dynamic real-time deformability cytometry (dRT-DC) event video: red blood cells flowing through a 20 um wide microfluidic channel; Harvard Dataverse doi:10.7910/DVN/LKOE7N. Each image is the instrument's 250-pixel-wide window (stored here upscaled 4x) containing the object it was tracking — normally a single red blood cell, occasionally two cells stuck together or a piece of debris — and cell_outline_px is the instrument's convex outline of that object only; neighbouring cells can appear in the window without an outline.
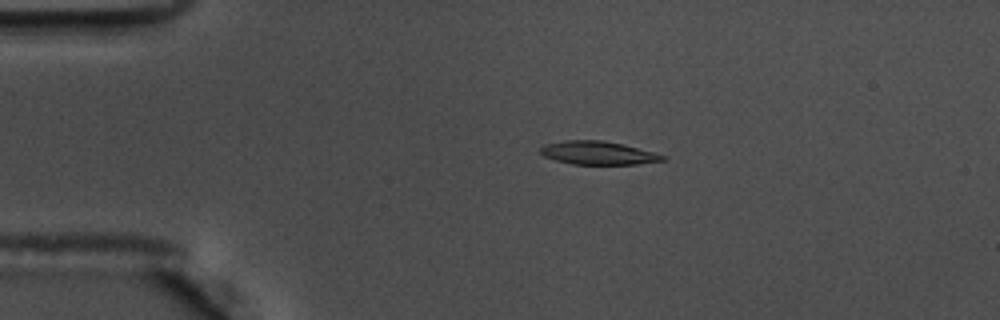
{"species": "common noctule bat (a hibernating species)", "species_latin": "Nyctalus noctula", "temperature_condition": "warm", "stored_images_in_passage": 57, "camera_frame_rate_fps": 3000, "um_per_image_px": 0.085, "animal": {"sex": "male", "body_mass_g": 17.5, "forearm_length_mm": 52.3}, "frame": {"image": 1, "passage_image": 12, "time_ms": 3.667, "image_size_px": [1000, 320], "cell_outline_px": [[668, 156], [664, 160], [636, 164], [572, 164], [556, 160], [544, 156], [540, 152], [540, 148], [544, 144], [564, 140], [604, 140], [624, 144], [656, 152]], "centroid_in_image_um": [50.86, 12.99], "position_along_channel_um": 34.1, "area_um2": 16.76}}
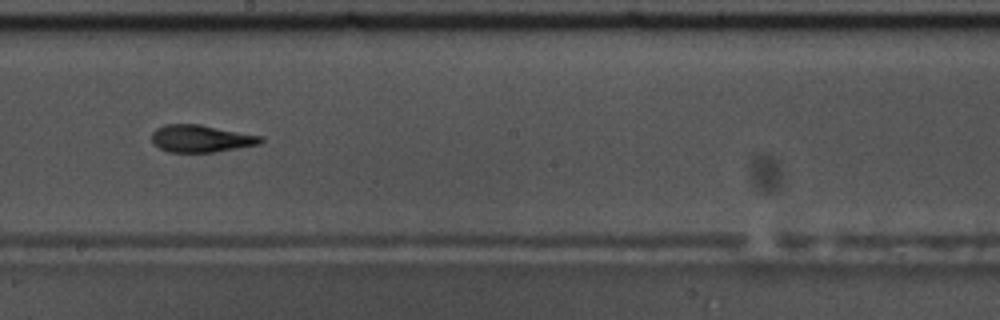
{"frame": {"image": 2, "passage_image": 32, "time_ms": 10.333, "image_size_px": [1000, 320], "cell_outline_px": [[264, 140], [260, 144], [216, 152], [168, 152], [152, 144], [152, 132], [156, 128], [164, 124], [200, 124], [264, 136]], "centroid_in_image_um": [17.1, 11.77], "position_along_channel_um": 231.1, "area_um2": 17.57}}
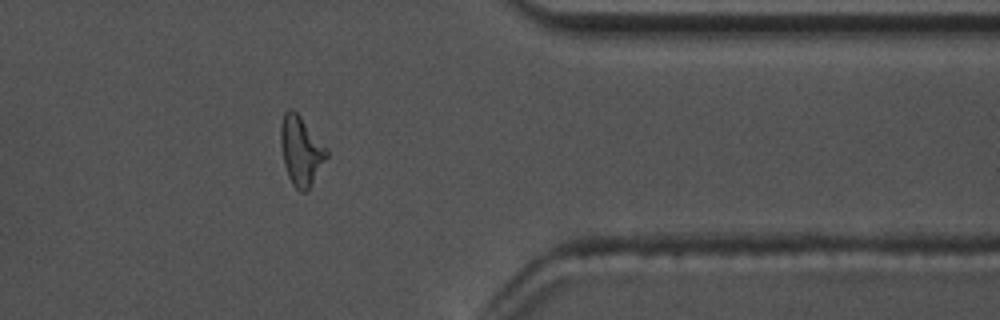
{"frame": {"image": 3, "passage_image": 46, "time_ms": 15.0, "image_size_px": [1000, 320], "cell_outline_px": [[328, 156], [308, 188], [304, 192], [300, 192], [292, 184], [288, 176], [284, 164], [280, 144], [280, 128], [284, 112], [288, 108], [292, 108], [300, 116], [328, 148]], "centroid_in_image_um": [25.57, 12.78], "position_along_channel_um": 385.8, "area_um2": 18.38}, "authors_computed_cell_mechanics": {"area_um2": 17.2244, "velocity_mm_per_s": 3.6144, "shape_relaxation_time_tau1_ms": 4.6161, "shape_relaxation_time_tau2_ms": 2.6737, "deformation_change_tau1": 0.211, "deformation_change_tau2": 0.1288}}